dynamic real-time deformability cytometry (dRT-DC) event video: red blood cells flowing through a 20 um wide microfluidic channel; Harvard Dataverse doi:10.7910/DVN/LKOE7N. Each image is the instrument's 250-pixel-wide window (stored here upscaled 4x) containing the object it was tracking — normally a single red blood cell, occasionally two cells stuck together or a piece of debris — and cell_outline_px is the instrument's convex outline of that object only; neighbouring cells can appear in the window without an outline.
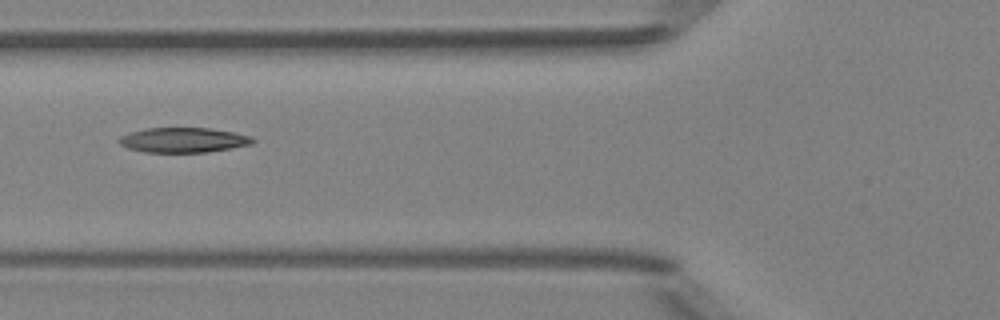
{"species": "Egyptian fruit bat (a non-hibernating species)", "species_latin": "Rousettus aegyptiacus", "temperature_condition": "room temperature", "stored_images_in_passage": 5, "camera_frame_rate_fps": 3000, "um_per_image_px": 0.085, "animal": {"sex": "female"}, "frame": {"image": 1, "passage_image": 5, "time_ms": 5.333, "image_size_px": [1000, 320], "cell_outline_px": [[256, 140], [252, 144], [232, 148], [208, 152], [144, 152], [128, 148], [120, 144], [116, 140], [120, 136], [128, 132], [148, 128], [208, 128], [232, 132], [252, 136]], "centroid_in_image_um": [15.57, 11.9], "position_along_channel_um": 110.2, "area_um2": 19.48}}